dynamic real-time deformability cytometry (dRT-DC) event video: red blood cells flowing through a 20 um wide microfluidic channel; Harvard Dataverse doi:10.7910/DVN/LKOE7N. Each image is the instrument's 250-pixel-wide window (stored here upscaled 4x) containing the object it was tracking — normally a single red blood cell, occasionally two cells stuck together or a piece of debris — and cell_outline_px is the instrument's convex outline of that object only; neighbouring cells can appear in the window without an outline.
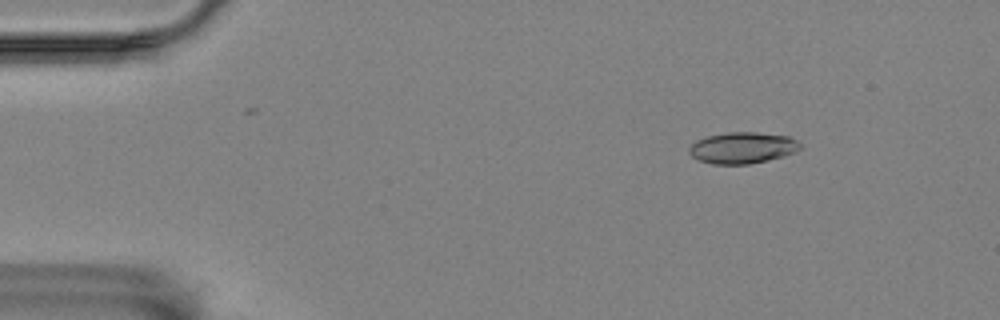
{"species": "Egyptian fruit bat (a non-hibernating species)", "species_latin": "Rousettus aegyptiacus", "temperature_condition": "room temperature", "stored_images_in_passage": 10, "camera_frame_rate_fps": 3000, "um_per_image_px": 0.085, "animal": {"sex": "female"}, "frame": {"image": 1, "passage_image": 2, "time_ms": 1.333, "image_size_px": [1000, 320], "cell_outline_px": [[800, 148], [792, 152], [768, 160], [748, 164], [712, 164], [700, 160], [692, 156], [688, 152], [688, 148], [696, 140], [708, 136], [728, 132], [756, 132], [788, 136], [796, 140], [800, 144]], "centroid_in_image_um": [63.06, 12.56], "position_along_channel_um": 21.9, "area_um2": 20.0}}
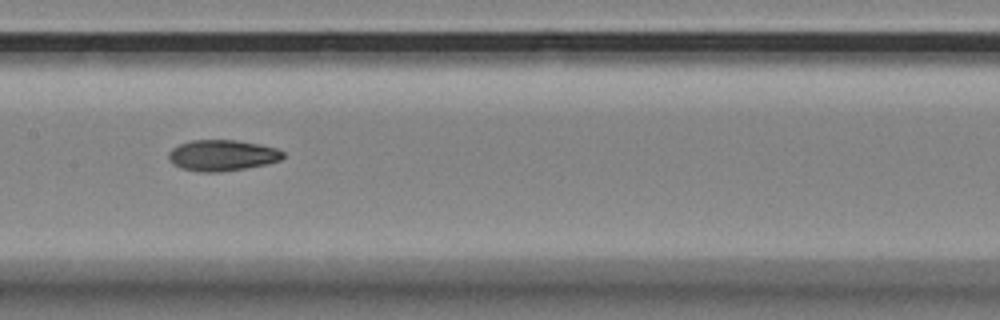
{"frame": {"image": 2, "passage_image": 7, "time_ms": 8.333, "image_size_px": [1000, 320], "cell_outline_px": [[284, 156], [280, 160], [264, 164], [244, 168], [220, 172], [200, 172], [180, 168], [172, 164], [168, 160], [168, 152], [172, 148], [180, 144], [192, 140], [236, 140], [260, 144], [276, 148], [284, 152]], "centroid_in_image_um": [18.84, 13.2], "position_along_channel_um": 188.6, "area_um2": 20.69}}
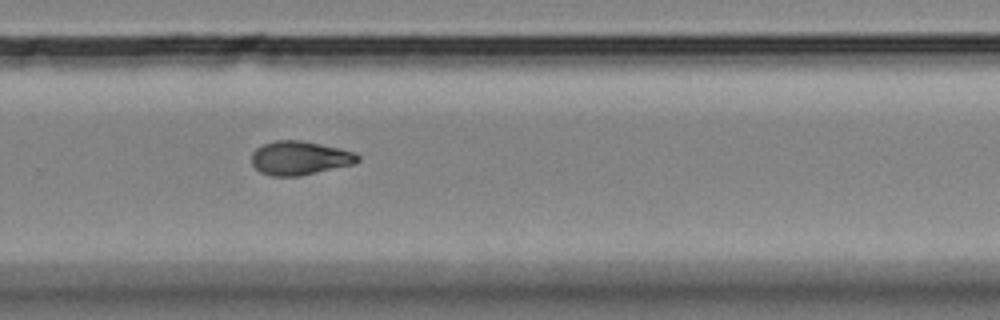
{"frame": {"image": 3, "passage_image": 10, "time_ms": 11.667, "image_size_px": [1000, 320], "cell_outline_px": [[360, 160], [356, 164], [300, 176], [272, 176], [260, 172], [252, 164], [252, 152], [256, 148], [264, 144], [276, 140], [300, 140], [340, 148], [356, 152], [360, 156]], "centroid_in_image_um": [25.52, 13.44], "position_along_channel_um": 304.3, "area_um2": 21.1}}